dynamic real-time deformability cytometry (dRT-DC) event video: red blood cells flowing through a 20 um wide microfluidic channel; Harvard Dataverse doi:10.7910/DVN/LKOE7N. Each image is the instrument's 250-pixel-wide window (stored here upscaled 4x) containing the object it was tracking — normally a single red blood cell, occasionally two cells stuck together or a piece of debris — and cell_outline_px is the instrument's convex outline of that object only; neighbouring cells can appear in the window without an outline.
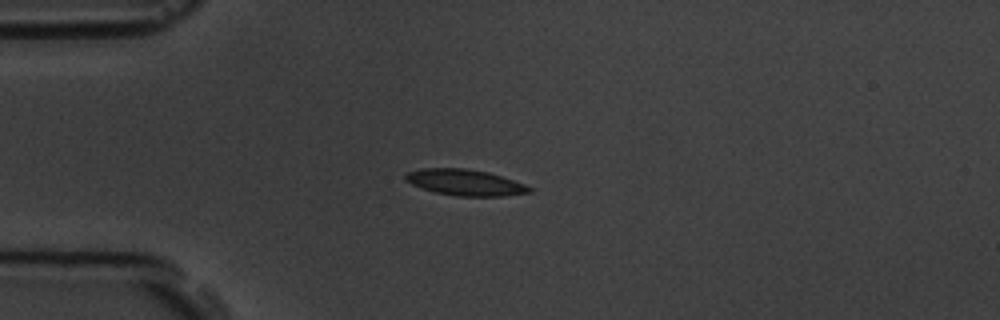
{"species": "common noctule bat (a hibernating species)", "species_latin": "Nyctalus noctula", "temperature_condition": "room temperature", "stored_images_in_passage": 10, "camera_frame_rate_fps": 3000, "um_per_image_px": 0.085, "animal": {"sex": "male", "body_mass_g": 19.5, "forearm_length_mm": 54.6}, "frame": {"image": 1, "passage_image": 4, "time_ms": 4.333, "image_size_px": [1000, 320], "cell_outline_px": [[532, 192], [504, 196], [456, 196], [436, 192], [412, 184], [404, 180], [404, 176], [408, 172], [424, 168], [464, 168], [488, 172], [524, 184], [532, 188]], "centroid_in_image_um": [39.53, 15.51], "position_along_channel_um": 45.5, "area_um2": 18.61}}
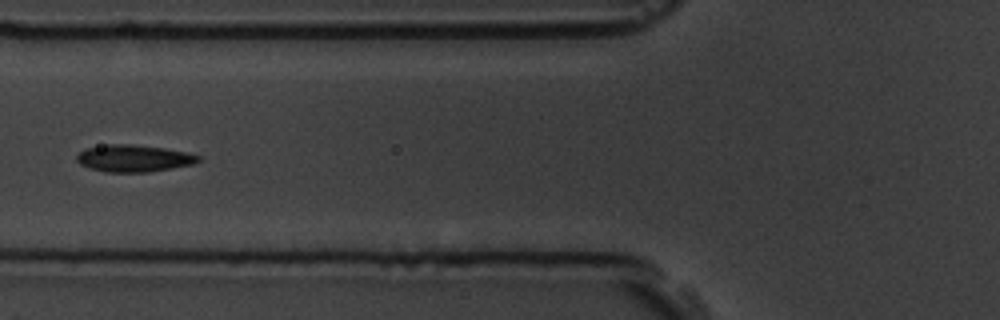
{"frame": {"image": 2, "passage_image": 6, "time_ms": 6.667, "image_size_px": [1000, 320], "cell_outline_px": [[200, 160], [192, 164], [172, 168], [148, 172], [108, 172], [88, 168], [80, 164], [76, 160], [76, 156], [80, 152], [88, 148], [108, 144], [132, 144], [164, 148], [188, 152], [200, 156]], "centroid_in_image_um": [11.37, 13.46], "position_along_channel_um": 114.4, "area_um2": 19.07}}
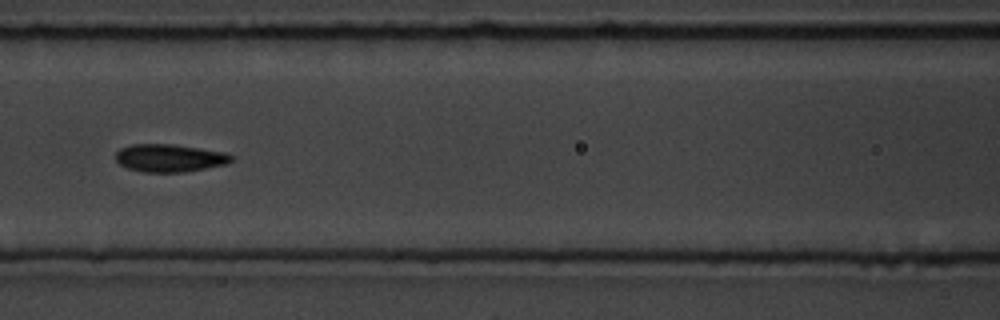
{"frame": {"image": 3, "passage_image": 7, "time_ms": 7.667, "image_size_px": [1000, 320], "cell_outline_px": [[232, 160], [228, 164], [184, 172], [144, 172], [128, 168], [120, 164], [116, 160], [116, 152], [120, 148], [132, 144], [172, 144], [228, 152], [232, 156]], "centroid_in_image_um": [14.44, 13.42], "position_along_channel_um": 152.2, "area_um2": 18.79}}